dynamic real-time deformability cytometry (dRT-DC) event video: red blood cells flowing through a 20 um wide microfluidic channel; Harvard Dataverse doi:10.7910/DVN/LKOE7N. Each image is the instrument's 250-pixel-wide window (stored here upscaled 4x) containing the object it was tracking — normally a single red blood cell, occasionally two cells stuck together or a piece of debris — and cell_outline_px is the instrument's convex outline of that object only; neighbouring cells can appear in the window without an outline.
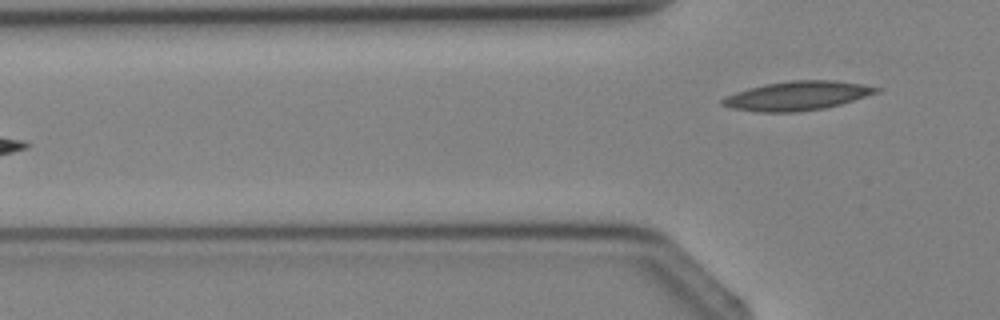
{"species": "Egyptian fruit bat (a non-hibernating species)", "species_latin": "Rousettus aegyptiacus", "temperature_condition": "cold", "stored_images_in_passage": 4, "camera_frame_rate_fps": 3000, "um_per_image_px": 0.085, "animal": {"sex": "female"}, "frame": {"image": 1, "passage_image": 4, "time_ms": 3.667, "image_size_px": [1000, 320], "cell_outline_px": [[880, 88], [876, 92], [840, 104], [824, 108], [800, 112], [756, 112], [732, 108], [720, 104], [720, 100], [724, 96], [748, 88], [764, 84], [792, 80], [836, 80], [860, 84]], "centroid_in_image_um": [67.67, 8.14], "position_along_channel_um": 58.1, "area_um2": 25.89}}